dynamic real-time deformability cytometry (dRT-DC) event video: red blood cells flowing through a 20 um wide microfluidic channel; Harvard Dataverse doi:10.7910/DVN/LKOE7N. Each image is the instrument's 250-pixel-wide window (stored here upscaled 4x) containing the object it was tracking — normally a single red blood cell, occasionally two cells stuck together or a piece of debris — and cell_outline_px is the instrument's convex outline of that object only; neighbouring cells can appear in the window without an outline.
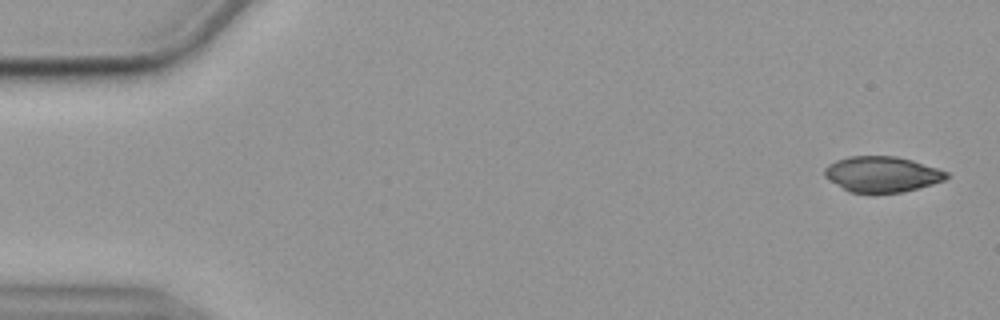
{"species": "common noctule bat (a hibernating species)", "species_latin": "Nyctalus noctula", "temperature_condition": "cold", "stored_images_in_passage": 55, "camera_frame_rate_fps": 3000, "um_per_image_px": 0.085, "animal": {"sex": "female", "body_mass_g": 19.9}, "frame": {"image": 1, "passage_image": 2, "time_ms": 0.333, "image_size_px": [1000, 320], "cell_outline_px": [[948, 176], [944, 180], [932, 184], [904, 192], [848, 192], [828, 180], [824, 176], [824, 168], [828, 164], [836, 160], [848, 156], [896, 156], [912, 160], [948, 172]], "centroid_in_image_um": [74.92, 14.8], "position_along_channel_um": 10.1, "area_um2": 25.26}}
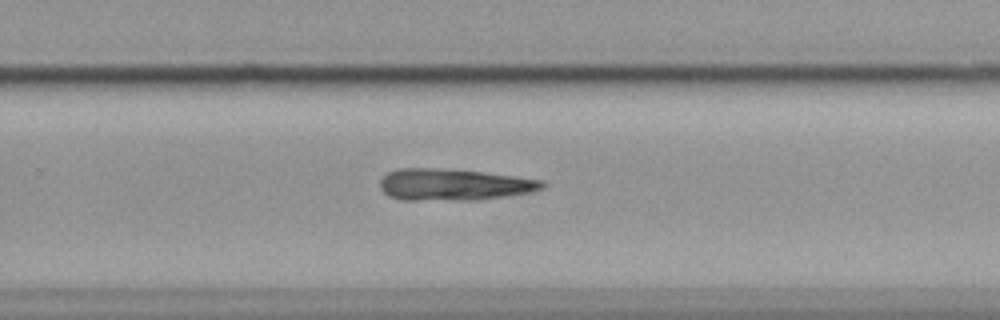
{"frame": {"image": 2, "passage_image": 36, "time_ms": 11.667, "image_size_px": [1000, 320], "cell_outline_px": [[548, 184], [544, 188], [532, 192], [476, 200], [400, 200], [388, 196], [380, 188], [380, 180], [388, 172], [396, 168], [428, 168], [480, 172], [516, 176], [544, 180]], "centroid_in_image_um": [38.57, 15.7], "position_along_channel_um": 291.2, "area_um2": 30.0}}
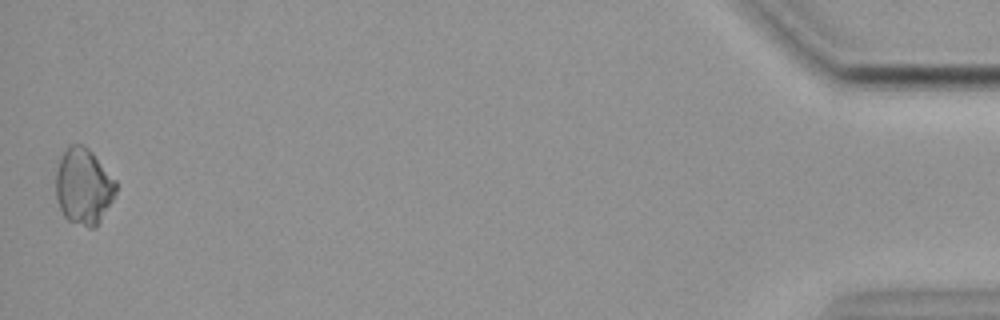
{"frame": {"image": 3, "passage_image": 55, "time_ms": 18.0, "image_size_px": [1000, 320], "cell_outline_px": [[116, 192], [112, 200], [96, 228], [88, 228], [68, 220], [64, 216], [56, 200], [56, 172], [60, 160], [68, 144], [84, 144], [92, 152], [116, 180]], "centroid_in_image_um": [7.1, 15.85], "position_along_channel_um": 428.1, "area_um2": 26.7}}